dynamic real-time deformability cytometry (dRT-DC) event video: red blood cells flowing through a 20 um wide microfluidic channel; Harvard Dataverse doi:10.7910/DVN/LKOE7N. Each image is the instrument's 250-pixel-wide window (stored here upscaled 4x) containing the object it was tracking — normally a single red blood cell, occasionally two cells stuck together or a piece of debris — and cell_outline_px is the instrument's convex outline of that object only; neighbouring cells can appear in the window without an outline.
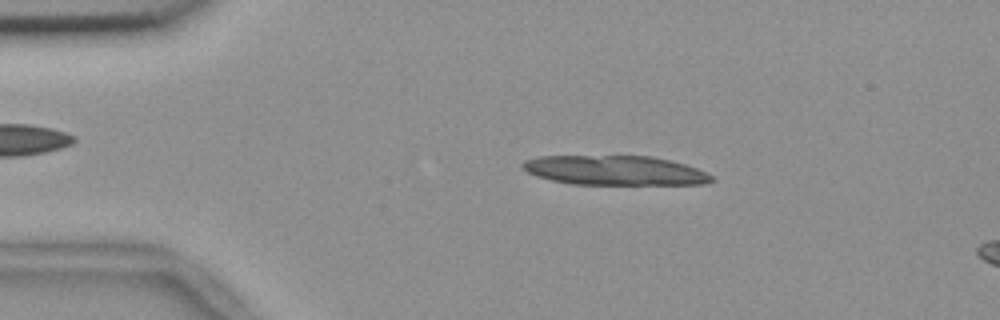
{"species": "common noctule bat (a hibernating species)", "species_latin": "Nyctalus noctula", "temperature_condition": "room temperature", "stored_images_in_passage": 15, "camera_frame_rate_fps": 3000, "um_per_image_px": 0.085, "animal": {"sex": "female", "body_mass_g": 18.4}, "frame": {"image": 1, "passage_image": 9, "time_ms": 2.667, "image_size_px": [1000, 320], "cell_outline_px": [[716, 180], [704, 184], [572, 184], [552, 180], [536, 176], [528, 172], [520, 164], [524, 160], [536, 156], [652, 156], [684, 164], [696, 168], [712, 176]], "centroid_in_image_um": [52.23, 14.48], "position_along_channel_um": 32.8, "area_um2": 32.37}}